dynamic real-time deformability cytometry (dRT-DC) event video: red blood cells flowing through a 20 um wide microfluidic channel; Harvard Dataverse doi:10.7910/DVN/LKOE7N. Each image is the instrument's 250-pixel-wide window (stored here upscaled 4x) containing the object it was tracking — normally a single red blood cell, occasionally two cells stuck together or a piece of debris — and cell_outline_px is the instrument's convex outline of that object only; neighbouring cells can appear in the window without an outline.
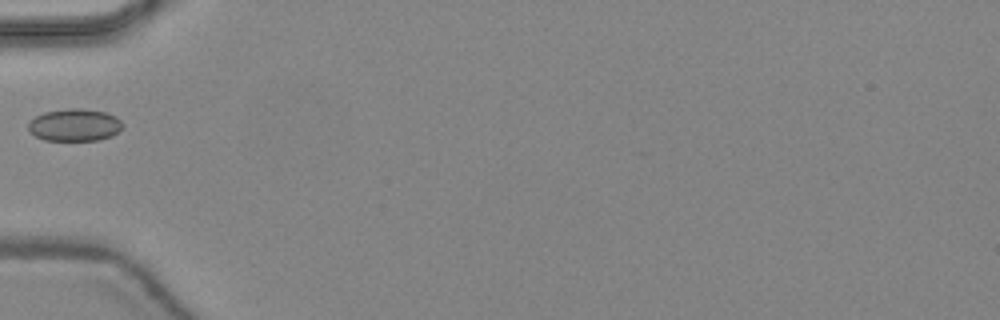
{"species": "common noctule bat (a hibernating species)", "species_latin": "Nyctalus noctula", "temperature_condition": "warm", "stored_images_in_passage": 31, "camera_frame_rate_fps": 3000, "um_per_image_px": 0.085, "animal": {"sex": "female", "body_mass_g": 24.6, "forearm_length_mm": 56.2}, "frame": {"image": 1, "passage_image": 1, "time_ms": 0.0, "image_size_px": [1000, 320], "cell_outline_px": [[124, 124], [112, 136], [100, 140], [44, 140], [36, 136], [28, 128], [28, 124], [36, 116], [44, 112], [68, 108], [80, 108], [104, 112], [116, 116]], "centroid_in_image_um": [6.35, 10.62], "position_along_channel_um": 78.6, "area_um2": 17.63}}
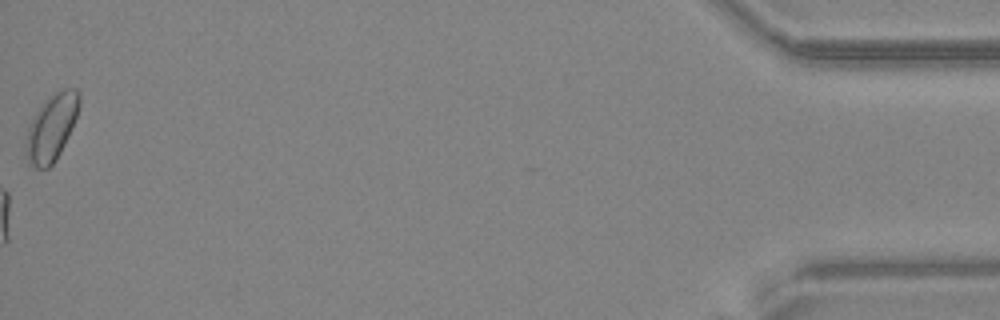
{"frame": {"image": 2, "passage_image": 31, "time_ms": 10.0, "image_size_px": [1000, 320], "cell_outline_px": [[80, 104], [76, 116], [68, 136], [56, 160], [48, 168], [36, 168], [28, 164], [28, 128], [36, 112], [48, 96], [52, 92], [64, 88], [76, 88], [80, 92]], "centroid_in_image_um": [4.42, 10.78], "position_along_channel_um": 430.8, "area_um2": 20.23}}